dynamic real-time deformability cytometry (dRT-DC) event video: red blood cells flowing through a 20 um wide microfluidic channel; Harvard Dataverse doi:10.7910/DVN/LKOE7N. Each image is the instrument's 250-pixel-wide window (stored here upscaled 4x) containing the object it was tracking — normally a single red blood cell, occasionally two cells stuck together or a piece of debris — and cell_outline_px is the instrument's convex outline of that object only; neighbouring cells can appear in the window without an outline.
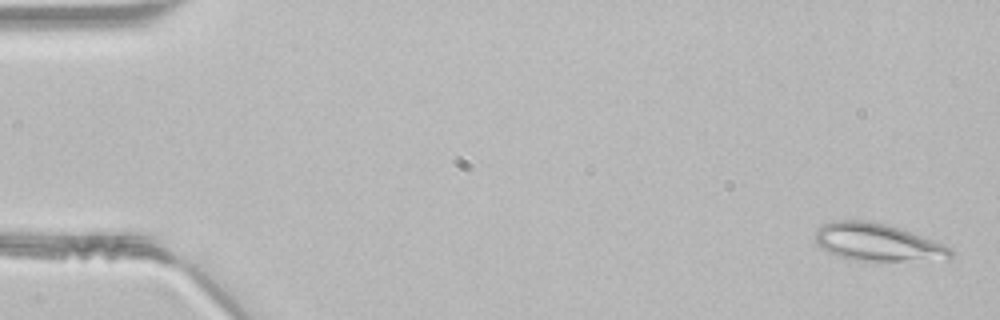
{"species": "common noctule bat (a hibernating species)", "species_latin": "Nyctalus noctula", "temperature_condition": "room temperature", "stored_images_in_passage": 47, "segment_of_instrument_passage": [1, 2], "camera_frame_rate_fps": 3000, "um_per_image_px": 0.085, "animal": {"sex": "male", "body_mass_g": 21.5, "forearm_length_mm": 52.0}, "frame": {"image": 1, "passage_image": 1, "time_ms": 0.0, "image_size_px": [1000, 320], "cell_outline_px": [[952, 256], [948, 260], [864, 260], [840, 256], [828, 252], [820, 248], [816, 240], [816, 228], [832, 220], [868, 220], [888, 224], [900, 228], [932, 240], [952, 248]], "centroid_in_image_um": [74.59, 20.57], "position_along_channel_um": 10.4, "area_um2": 29.36}}
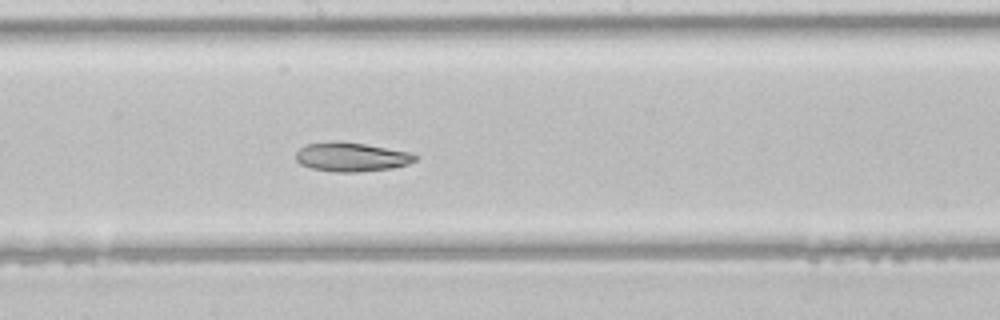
{"frame": {"image": 2, "passage_image": 25, "time_ms": 8.0, "image_size_px": [1000, 320], "cell_outline_px": [[420, 156], [416, 160], [408, 164], [392, 168], [356, 172], [336, 172], [312, 168], [300, 164], [296, 160], [296, 152], [304, 144], [332, 140], [336, 140], [364, 144], [412, 152]], "centroid_in_image_um": [29.87, 13.32], "position_along_channel_um": 218.3, "area_um2": 20.46}}
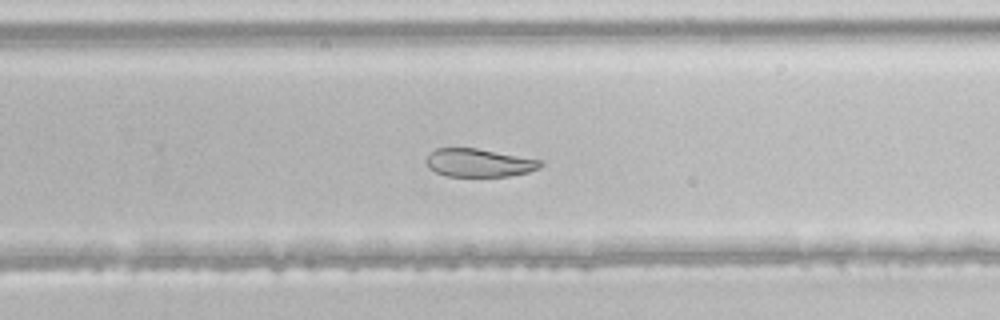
{"frame": {"image": 3, "passage_image": 30, "time_ms": 9.667, "image_size_px": [1000, 320], "cell_outline_px": [[544, 164], [540, 168], [528, 172], [508, 176], [448, 176], [436, 172], [428, 168], [424, 160], [436, 148], [476, 148], [544, 160]], "centroid_in_image_um": [40.74, 13.83], "position_along_channel_um": 289.1, "area_um2": 18.84}}